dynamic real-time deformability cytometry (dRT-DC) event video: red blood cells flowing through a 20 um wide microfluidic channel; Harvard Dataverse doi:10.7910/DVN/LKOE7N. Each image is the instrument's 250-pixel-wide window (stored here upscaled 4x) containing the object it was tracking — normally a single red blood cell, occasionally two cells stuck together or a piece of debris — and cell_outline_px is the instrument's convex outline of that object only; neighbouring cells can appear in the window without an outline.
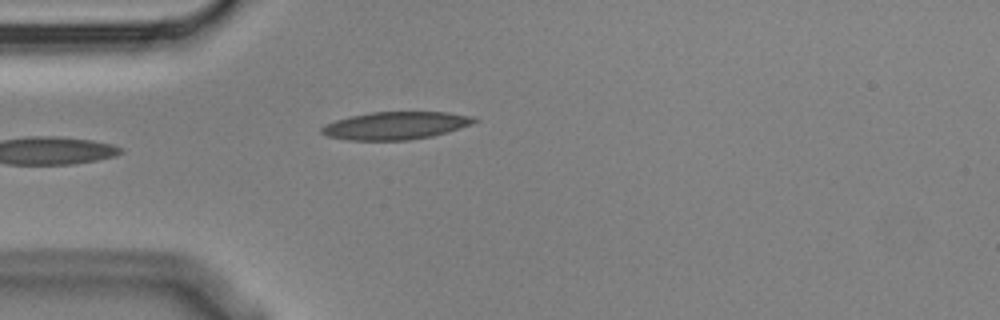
{"species": "Egyptian fruit bat (a non-hibernating species)", "species_latin": "Rousettus aegyptiacus", "temperature_condition": "cold", "stored_images_in_passage": 3, "camera_frame_rate_fps": 3000, "um_per_image_px": 0.085, "animal": {"sex": "male"}, "frame": {"image": 1, "passage_image": 3, "time_ms": 0.667, "image_size_px": [1000, 320], "cell_outline_px": [[480, 120], [460, 128], [448, 132], [432, 136], [408, 140], [348, 140], [328, 136], [320, 132], [320, 128], [324, 124], [348, 116], [372, 112], [448, 112], [472, 116]], "centroid_in_image_um": [33.61, 10.67], "position_along_channel_um": 51.4, "area_um2": 24.68}}